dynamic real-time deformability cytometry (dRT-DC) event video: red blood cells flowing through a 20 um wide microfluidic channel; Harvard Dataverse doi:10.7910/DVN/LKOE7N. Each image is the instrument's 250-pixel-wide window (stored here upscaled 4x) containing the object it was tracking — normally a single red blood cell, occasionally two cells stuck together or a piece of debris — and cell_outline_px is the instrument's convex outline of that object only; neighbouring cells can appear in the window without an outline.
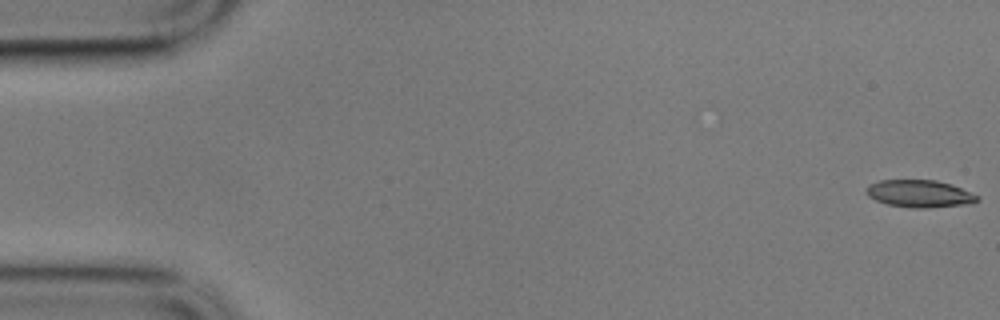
{"species": "common noctule bat (a hibernating species)", "species_latin": "Nyctalus noctula", "temperature_condition": "cold", "stored_images_in_passage": 15, "camera_frame_rate_fps": 3000, "um_per_image_px": 0.085, "animal": {"sex": "male", "body_mass_g": 17.9}, "frame": {"image": 1, "passage_image": 1, "time_ms": 0.0, "image_size_px": [1000, 320], "cell_outline_px": [[980, 200], [964, 204], [924, 208], [916, 208], [888, 204], [876, 200], [868, 196], [864, 188], [868, 184], [880, 180], [936, 180], [952, 184], [980, 196]], "centroid_in_image_um": [78.14, 16.44], "position_along_channel_um": 6.9, "area_um2": 17.63}}
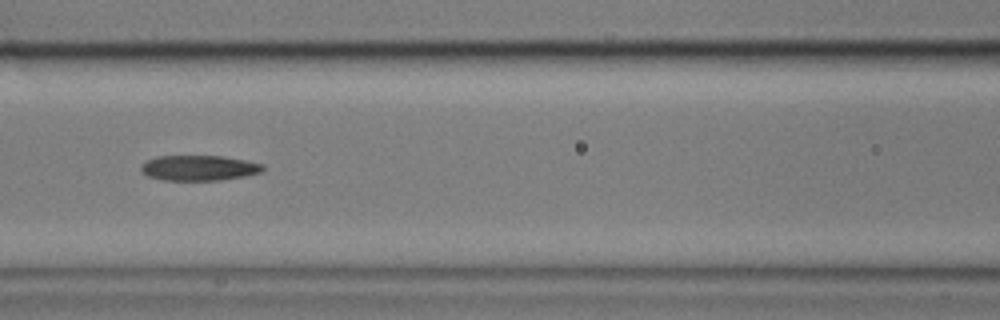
{"frame": {"image": 2, "passage_image": 7, "time_ms": 2.0, "image_size_px": [1000, 320], "cell_outline_px": [[264, 168], [260, 172], [244, 176], [220, 180], [164, 180], [148, 176], [140, 172], [140, 168], [148, 160], [156, 156], [224, 156], [264, 164]], "centroid_in_image_um": [16.9, 14.27], "position_along_channel_um": 149.7, "area_um2": 17.86}}
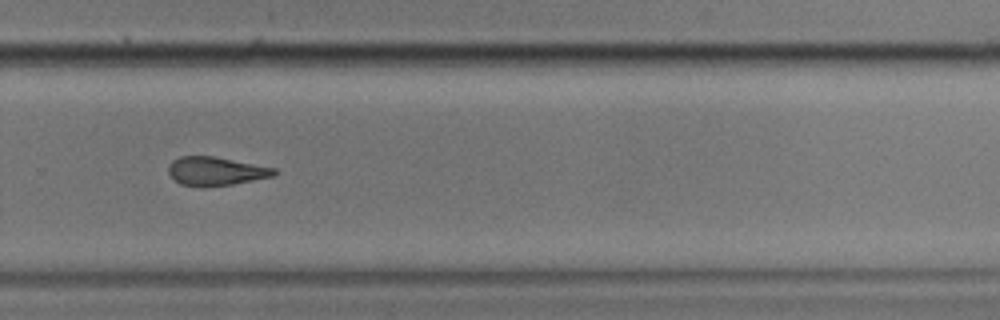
{"frame": {"image": 3, "passage_image": 11, "time_ms": 3.333, "image_size_px": [1000, 320], "cell_outline_px": [[276, 172], [272, 176], [232, 184], [204, 188], [180, 184], [172, 180], [168, 172], [168, 168], [172, 160], [180, 156], [212, 156], [276, 168]], "centroid_in_image_um": [18.27, 14.56], "position_along_channel_um": 311.5, "area_um2": 17.69}}